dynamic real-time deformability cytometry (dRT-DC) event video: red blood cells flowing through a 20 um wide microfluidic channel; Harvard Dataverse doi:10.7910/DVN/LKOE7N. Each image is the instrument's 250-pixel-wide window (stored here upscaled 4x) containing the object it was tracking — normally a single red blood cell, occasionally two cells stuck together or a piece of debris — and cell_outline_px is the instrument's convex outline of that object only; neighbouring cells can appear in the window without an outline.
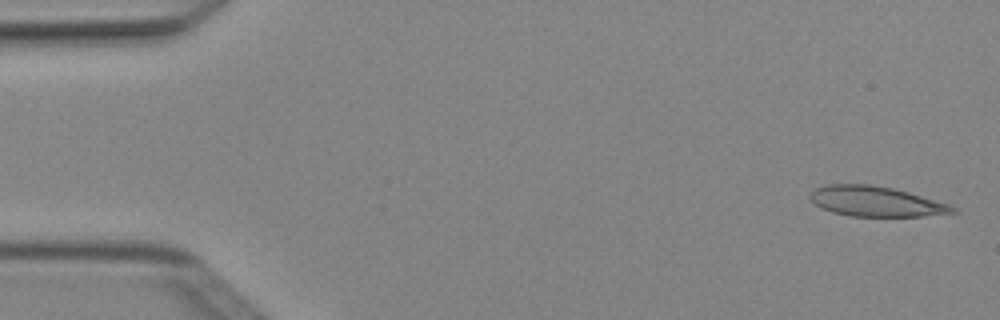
{"species": "Egyptian fruit bat (a non-hibernating species)", "species_latin": "Rousettus aegyptiacus", "temperature_condition": "cold", "stored_images_in_passage": 5, "camera_frame_rate_fps": 3000, "um_per_image_px": 0.085, "animal": {"sex": "female"}, "frame": {"image": 1, "passage_image": 1, "time_ms": 0.0, "image_size_px": [1000, 320], "cell_outline_px": [[960, 212], [924, 216], [852, 216], [832, 212], [820, 208], [808, 196], [816, 188], [828, 184], [868, 184], [892, 188], [908, 192], [948, 204], [956, 208]], "centroid_in_image_um": [74.45, 17.12], "position_along_channel_um": 10.6, "area_um2": 24.85}}
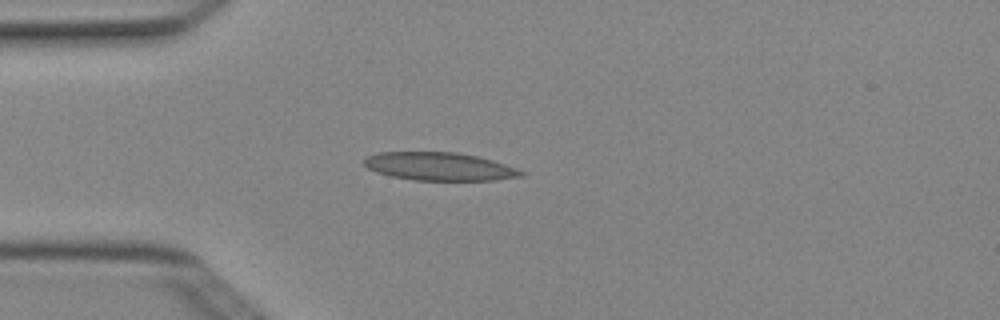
{"frame": {"image": 2, "passage_image": 4, "time_ms": 1.0, "image_size_px": [1000, 320], "cell_outline_px": [[524, 176], [496, 180], [412, 180], [392, 176], [376, 172], [368, 168], [364, 164], [364, 160], [368, 156], [376, 152], [456, 152], [476, 156], [492, 160], [516, 168], [524, 172]], "centroid_in_image_um": [37.34, 14.15], "position_along_channel_um": 47.7, "area_um2": 25.61}}